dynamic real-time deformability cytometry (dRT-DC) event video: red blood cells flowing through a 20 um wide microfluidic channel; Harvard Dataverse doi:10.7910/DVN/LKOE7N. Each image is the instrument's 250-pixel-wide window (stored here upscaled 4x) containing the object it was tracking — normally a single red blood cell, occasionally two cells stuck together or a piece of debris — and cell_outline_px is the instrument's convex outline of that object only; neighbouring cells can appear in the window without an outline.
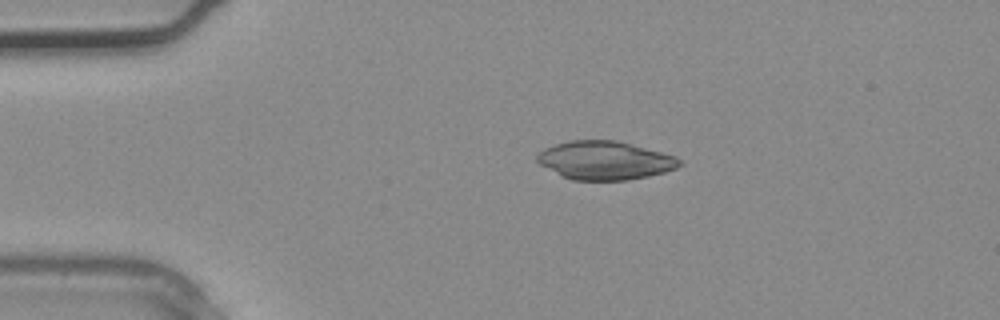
{"species": "common noctule bat (a hibernating species)", "species_latin": "Nyctalus noctula", "temperature_condition": "warm", "stored_images_in_passage": 3, "segment_of_instrument_passage": [1, 2], "camera_frame_rate_fps": 3000, "um_per_image_px": 0.085, "animal": {"sex": "male", "body_mass_g": 20.4}, "frame": {"image": 1, "passage_image": 1, "time_ms": 0.0, "image_size_px": [1000, 320], "cell_outline_px": [[684, 164], [676, 168], [664, 172], [648, 176], [628, 180], [572, 180], [560, 176], [540, 164], [536, 160], [536, 156], [544, 148], [556, 144], [572, 140], [616, 140], [676, 156]], "centroid_in_image_um": [51.41, 13.64], "position_along_channel_um": 33.6, "area_um2": 31.91}}